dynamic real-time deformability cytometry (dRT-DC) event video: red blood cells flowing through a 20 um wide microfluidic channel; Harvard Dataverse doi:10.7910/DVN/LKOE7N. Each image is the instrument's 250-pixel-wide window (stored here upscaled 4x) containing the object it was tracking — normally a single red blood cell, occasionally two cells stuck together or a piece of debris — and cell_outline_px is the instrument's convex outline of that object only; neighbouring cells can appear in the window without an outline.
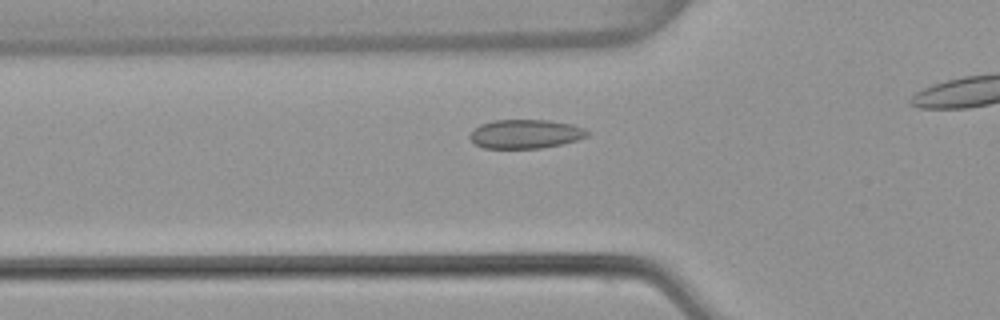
{"species": "common noctule bat (a hibernating species)", "species_latin": "Nyctalus noctula", "temperature_condition": "warm", "stored_images_in_passage": 29, "camera_frame_rate_fps": 3000, "um_per_image_px": 0.085, "animal": {"sex": "female", "body_mass_g": 22.7, "forearm_length_mm": 54.2}, "frame": {"image": 1, "passage_image": 4, "time_ms": 1.0, "image_size_px": [1000, 320], "cell_outline_px": [[592, 132], [588, 136], [576, 140], [560, 144], [540, 148], [484, 148], [476, 144], [468, 136], [480, 124], [492, 120], [548, 120], [572, 124], [584, 128]], "centroid_in_image_um": [44.69, 11.38], "position_along_channel_um": 81.1, "area_um2": 19.77}}
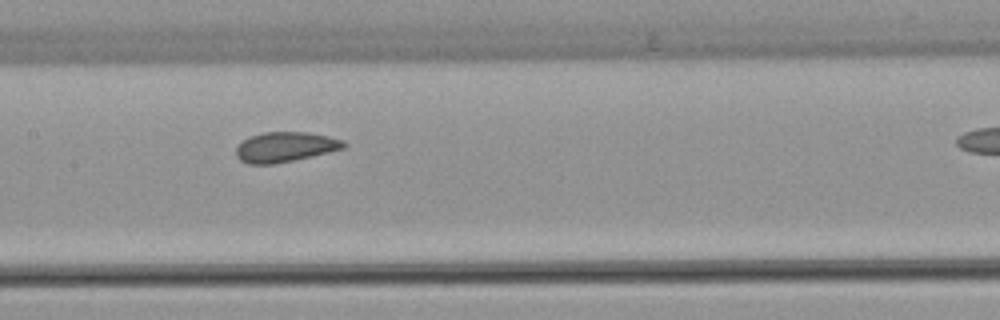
{"frame": {"image": 2, "passage_image": 12, "time_ms": 3.667, "image_size_px": [1000, 320], "cell_outline_px": [[348, 144], [344, 148], [328, 152], [292, 160], [272, 164], [248, 164], [240, 160], [236, 156], [236, 148], [244, 140], [252, 136], [264, 132], [308, 132], [328, 136], [340, 140]], "centroid_in_image_um": [24.23, 12.49], "position_along_channel_um": 183.2, "area_um2": 18.5}}
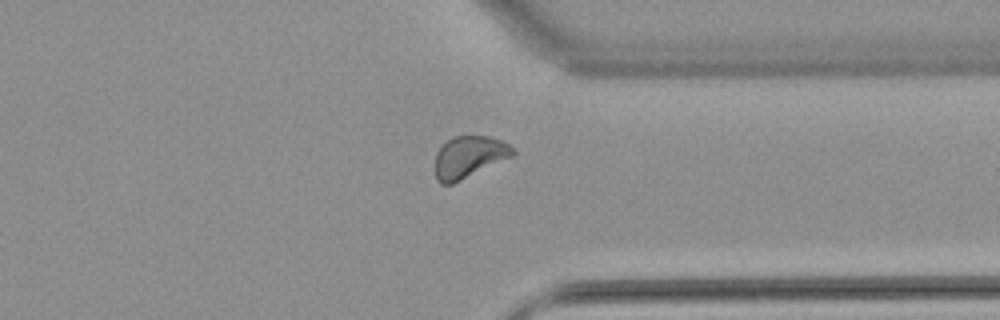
{"frame": {"image": 3, "passage_image": 27, "time_ms": 8.667, "image_size_px": [1000, 320], "cell_outline_px": [[516, 152], [512, 156], [452, 184], [440, 184], [436, 180], [436, 152], [448, 140], [456, 136], [488, 136], [500, 140], [508, 144]], "centroid_in_image_um": [39.85, 13.34], "position_along_channel_um": 371.5, "area_um2": 18.55}}